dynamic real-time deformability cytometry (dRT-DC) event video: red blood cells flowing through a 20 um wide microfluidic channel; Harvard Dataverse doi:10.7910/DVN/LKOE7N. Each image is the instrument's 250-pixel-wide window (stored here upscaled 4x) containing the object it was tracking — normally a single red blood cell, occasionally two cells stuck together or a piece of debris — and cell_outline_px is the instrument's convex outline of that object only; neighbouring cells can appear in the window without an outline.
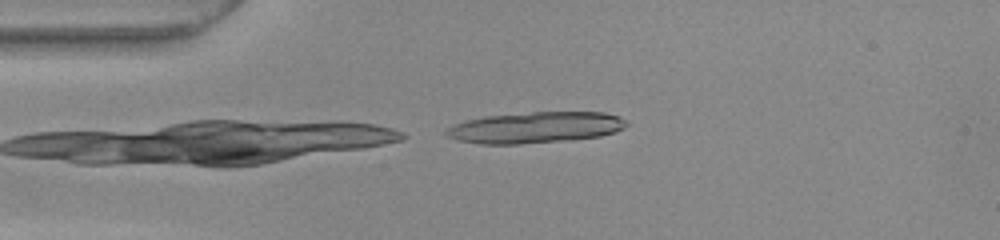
{"species": "common noctule bat (a hibernating species)", "species_latin": "Nyctalus noctula", "temperature_condition": "warm", "stored_images_in_passage": 7, "camera_frame_rate_fps": 3000, "um_per_image_px": 0.085, "animal": {"sex": "female", "body_mass_g": 22.0, "forearm_length_mm": 56.7}, "frame": {"image": 1, "passage_image": 1, "time_ms": 0.0, "image_size_px": [1000, 240], "cell_outline_px": [[628, 124], [624, 128], [616, 132], [600, 136], [572, 140], [520, 144], [480, 144], [456, 140], [444, 136], [444, 132], [448, 128], [456, 124], [468, 120], [484, 116], [532, 112], [604, 112], [620, 116]], "centroid_in_image_um": [45.51, 10.84], "position_along_channel_um": 39.5, "area_um2": 32.95}}